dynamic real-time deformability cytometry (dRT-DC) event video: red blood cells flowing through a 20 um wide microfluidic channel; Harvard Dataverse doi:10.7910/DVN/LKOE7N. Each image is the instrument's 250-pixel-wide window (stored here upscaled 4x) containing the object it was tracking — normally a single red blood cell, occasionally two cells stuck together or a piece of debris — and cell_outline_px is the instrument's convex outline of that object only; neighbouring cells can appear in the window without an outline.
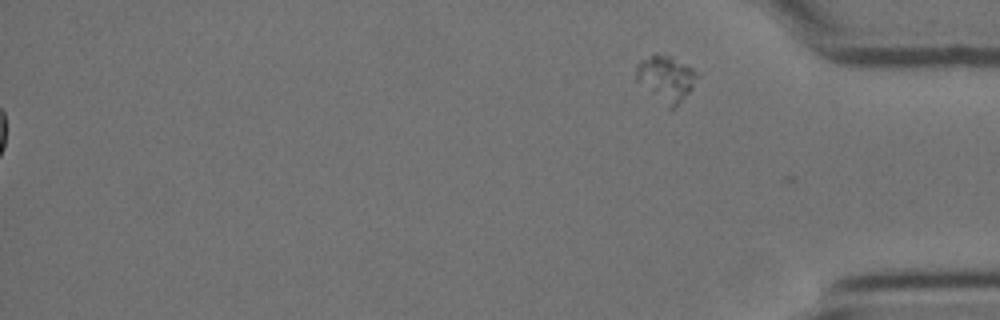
{"species": "Egyptian fruit bat (a non-hibernating species)", "species_latin": "Rousettus aegyptiacus", "temperature_condition": "cold", "stored_images_in_passage": 42, "segment_of_instrument_passage": [2, 2], "camera_frame_rate_fps": 3000, "um_per_image_px": 0.085, "animal": {"sex": "female"}, "frame": {"image": 1, "passage_image": 42, "time_ms": 13.667, "image_size_px": [1000, 320], "cell_outline_px": [[696, 76], [692, 88], [672, 108], [668, 108], [636, 80], [636, 68], [644, 60], [656, 52], [668, 56], [692, 68], [696, 72]], "centroid_in_image_um": [56.58, 6.66], "position_along_channel_um": 378.6, "area_um2": 15.37}}